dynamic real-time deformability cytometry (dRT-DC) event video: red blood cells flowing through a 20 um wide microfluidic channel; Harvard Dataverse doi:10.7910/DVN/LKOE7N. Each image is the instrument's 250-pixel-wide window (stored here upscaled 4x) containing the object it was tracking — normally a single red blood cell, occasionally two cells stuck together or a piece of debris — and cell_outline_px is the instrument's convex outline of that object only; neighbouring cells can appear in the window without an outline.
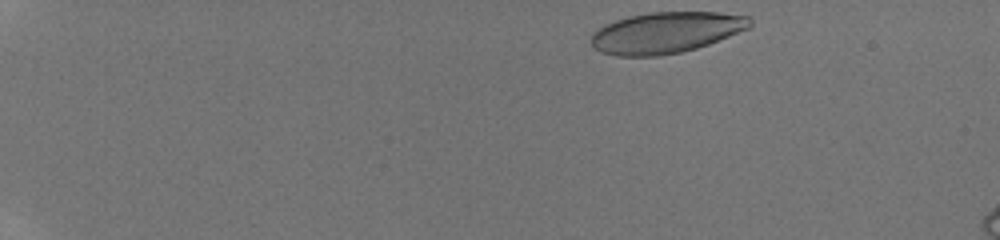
{"species": "human", "species_latin": "Homo sapiens", "temperature_condition": "room temperature", "stored_images_in_passage": 9, "camera_frame_rate_fps": 3000, "um_per_image_px": 0.085, "donor": {"sex": "male"}, "frame": {"image": 1, "passage_image": 1, "time_ms": 0.0, "image_size_px": [1000, 240], "cell_outline_px": [[752, 24], [748, 28], [708, 44], [696, 48], [680, 52], [660, 56], [616, 56], [600, 52], [592, 48], [588, 40], [592, 32], [596, 28], [604, 24], [628, 16], [648, 12], [720, 12], [748, 16], [752, 20]], "centroid_in_image_um": [56.52, 2.77], "position_along_channel_um": 28.5, "area_um2": 38.44}}
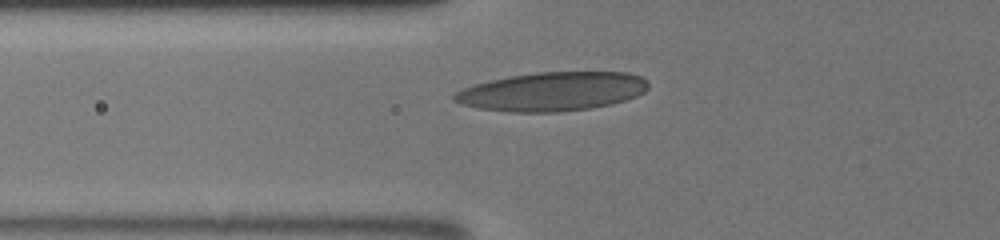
{"frame": {"image": 2, "passage_image": 7, "time_ms": 4.333, "image_size_px": [1000, 240], "cell_outline_px": [[648, 88], [644, 92], [636, 96], [612, 104], [592, 108], [560, 112], [508, 112], [480, 108], [460, 104], [452, 100], [452, 96], [456, 92], [464, 88], [476, 84], [508, 76], [536, 72], [628, 72], [640, 76], [648, 80]], "centroid_in_image_um": [46.96, 7.78], "position_along_channel_um": 78.8, "area_um2": 44.04}}
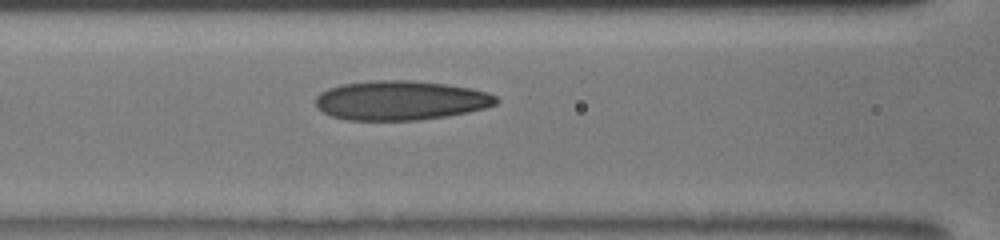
{"frame": {"image": 3, "passage_image": 9, "time_ms": 5.667, "image_size_px": [1000, 240], "cell_outline_px": [[500, 100], [496, 104], [484, 108], [468, 112], [448, 116], [416, 120], [344, 120], [332, 116], [316, 108], [316, 96], [320, 92], [328, 88], [340, 84], [368, 80], [408, 80], [444, 84], [472, 88], [488, 92], [496, 96]], "centroid_in_image_um": [34.03, 8.53], "position_along_channel_um": 132.6, "area_um2": 41.73}}